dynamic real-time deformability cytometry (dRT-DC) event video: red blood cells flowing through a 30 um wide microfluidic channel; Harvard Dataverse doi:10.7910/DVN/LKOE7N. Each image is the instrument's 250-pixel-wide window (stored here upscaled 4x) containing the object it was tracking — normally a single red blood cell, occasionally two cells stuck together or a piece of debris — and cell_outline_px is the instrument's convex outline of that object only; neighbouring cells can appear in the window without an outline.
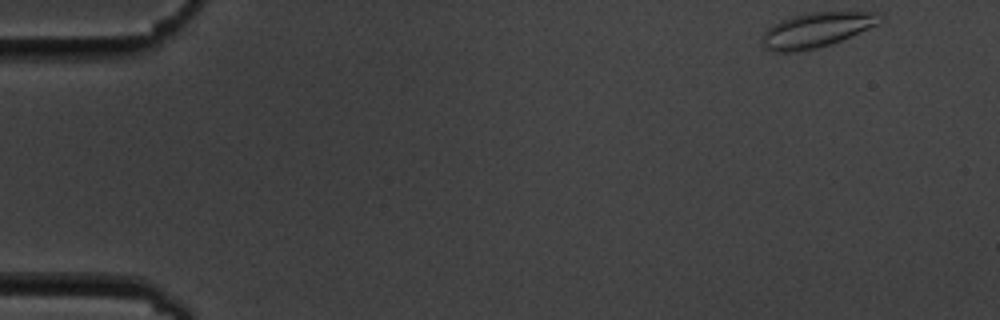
{"species": "common noctule bat (a hibernating species)", "species_latin": "Nyctalus noctula", "temperature_condition": "cold", "stored_images_in_passage": 6, "camera_frame_rate_fps": 3000, "um_per_image_px": 0.085, "animal": {"sex": "male", "body_mass_g": 19.5, "forearm_length_mm": 54.6}, "frame": {"image": 1, "passage_image": 1, "time_ms": 0.0, "image_size_px": [1000, 320], "cell_outline_px": [[884, 16], [880, 24], [852, 36], [832, 44], [816, 48], [792, 52], [772, 52], [764, 48], [760, 44], [760, 36], [772, 24], [780, 20], [792, 16], [808, 12], [876, 12]], "centroid_in_image_um": [69.38, 2.55], "position_along_channel_um": 15.6, "area_um2": 24.39}}
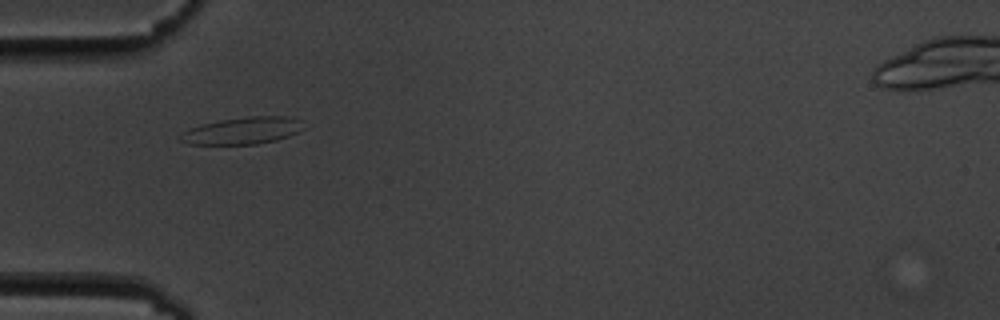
{"frame": {"image": 2, "passage_image": 5, "time_ms": 4.667, "image_size_px": [1000, 320], "cell_outline_px": [[304, 128], [300, 132], [276, 140], [256, 144], [188, 144], [180, 140], [176, 136], [200, 124], [220, 120], [248, 116], [284, 116], [300, 120]], "centroid_in_image_um": [20.62, 11.1], "position_along_channel_um": 64.4, "area_um2": 19.36}}